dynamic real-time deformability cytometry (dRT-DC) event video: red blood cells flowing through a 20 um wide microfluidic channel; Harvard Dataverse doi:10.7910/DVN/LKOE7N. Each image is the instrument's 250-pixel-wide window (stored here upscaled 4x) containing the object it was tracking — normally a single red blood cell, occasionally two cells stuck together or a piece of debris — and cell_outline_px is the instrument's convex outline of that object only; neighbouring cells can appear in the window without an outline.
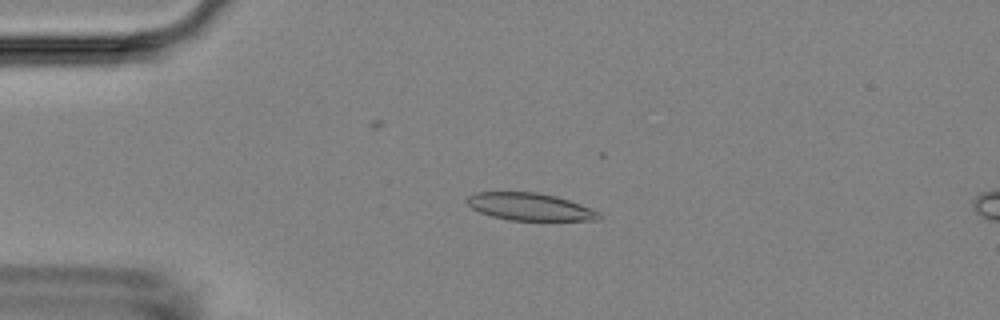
{"species": "Egyptian fruit bat (a non-hibernating species)", "species_latin": "Rousettus aegyptiacus", "temperature_condition": "room temperature", "stored_images_in_passage": 54, "camera_frame_rate_fps": 3000, "um_per_image_px": 0.085, "animal": {"sex": "female"}, "frame": {"image": 1, "passage_image": 12, "time_ms": 3.667, "image_size_px": [1000, 320], "cell_outline_px": [[604, 216], [600, 220], [508, 220], [492, 216], [480, 212], [472, 208], [464, 200], [468, 196], [476, 192], [536, 192], [556, 196], [580, 204], [600, 212]], "centroid_in_image_um": [45.05, 17.57], "position_along_channel_um": 40.0, "area_um2": 21.1}}
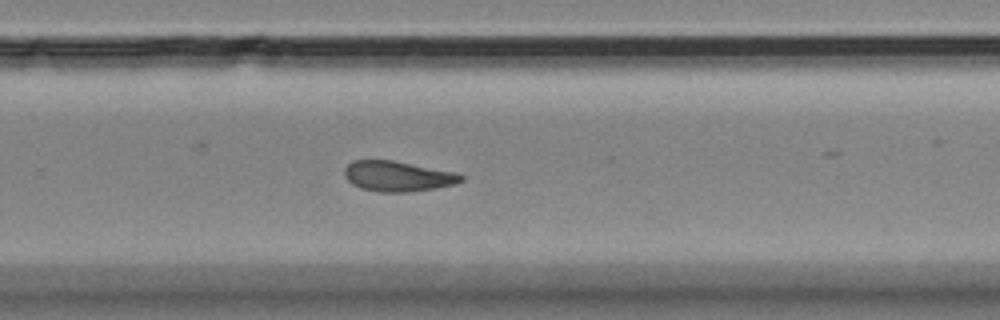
{"frame": {"image": 2, "passage_image": 35, "time_ms": 11.333, "image_size_px": [1000, 320], "cell_outline_px": [[464, 180], [456, 184], [436, 188], [404, 192], [380, 192], [360, 188], [352, 184], [344, 176], [344, 168], [352, 160], [392, 160], [456, 172], [464, 176]], "centroid_in_image_um": [33.8, 14.98], "position_along_channel_um": 296.0, "area_um2": 20.69}}
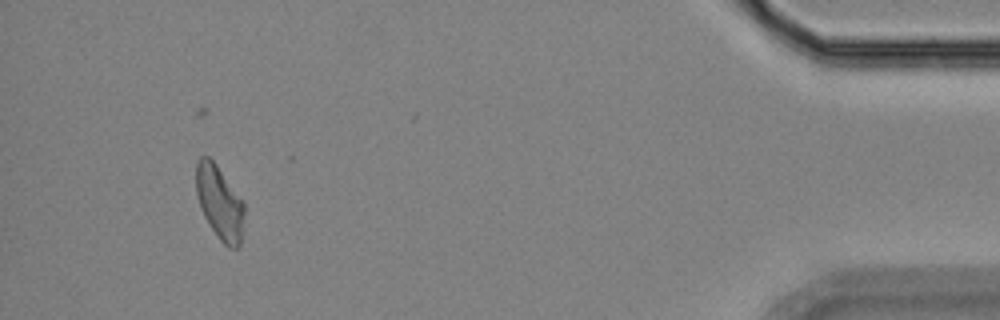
{"frame": {"image": 3, "passage_image": 50, "time_ms": 16.333, "image_size_px": [1000, 320], "cell_outline_px": [[244, 216], [240, 244], [236, 248], [228, 248], [220, 240], [204, 216], [200, 208], [196, 192], [196, 160], [200, 156], [208, 156], [216, 164], [244, 200]], "centroid_in_image_um": [18.67, 17.19], "position_along_channel_um": 416.5, "area_um2": 20.81}, "authors_computed_cell_mechanics": {"area_um2": 21.0392, "velocity_mm_per_s": 3.7016, "shape_relaxation_time_tau1_ms": null, "shape_relaxation_time_tau2_ms": 5.7965, "deformation_change_tau1": null, "deformation_change_tau2": 0.1201}}